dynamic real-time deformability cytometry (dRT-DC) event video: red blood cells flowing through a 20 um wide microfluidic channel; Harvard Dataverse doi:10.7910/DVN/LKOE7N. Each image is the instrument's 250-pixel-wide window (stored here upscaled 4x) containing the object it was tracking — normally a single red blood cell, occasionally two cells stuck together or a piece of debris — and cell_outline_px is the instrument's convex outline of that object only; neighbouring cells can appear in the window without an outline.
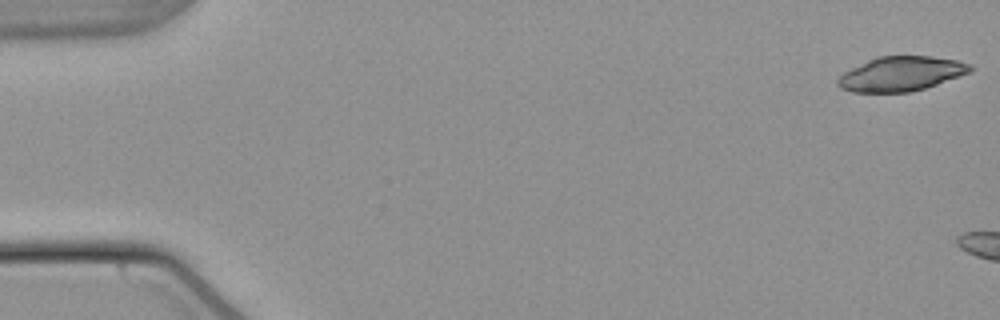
{"species": "common noctule bat (a hibernating species)", "species_latin": "Nyctalus noctula", "temperature_condition": "warm", "stored_images_in_passage": 5, "camera_frame_rate_fps": 3000, "um_per_image_px": 0.085, "animal": {"sex": "male", "body_mass_g": 21.5, "forearm_length_mm": 52.0}, "frame": {"image": 1, "passage_image": 1, "time_ms": 0.0, "image_size_px": [1000, 320], "cell_outline_px": [[976, 68], [972, 72], [912, 92], [852, 92], [840, 88], [836, 84], [836, 80], [844, 72], [876, 56], [932, 56], [956, 60], [972, 64]], "centroid_in_image_um": [76.62, 6.27], "position_along_channel_um": 8.4, "area_um2": 26.76}}